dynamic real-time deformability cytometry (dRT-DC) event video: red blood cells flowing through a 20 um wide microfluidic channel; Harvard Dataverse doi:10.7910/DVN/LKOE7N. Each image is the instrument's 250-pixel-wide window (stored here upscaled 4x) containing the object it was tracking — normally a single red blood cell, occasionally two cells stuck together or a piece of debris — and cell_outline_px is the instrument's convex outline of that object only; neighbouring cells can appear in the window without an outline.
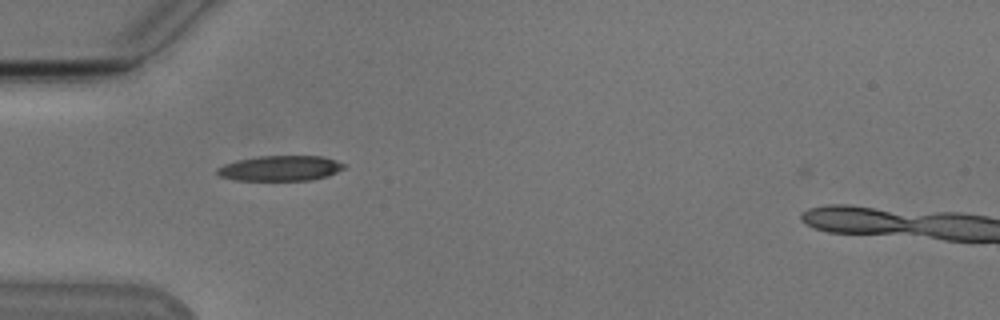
{"species": "Egyptian fruit bat (a non-hibernating species)", "species_latin": "Rousettus aegyptiacus", "temperature_condition": "cold", "stored_images_in_passage": 46, "segment_of_instrument_passage": [1, 2], "camera_frame_rate_fps": 3000, "um_per_image_px": 0.085, "animal": {"sex": "male"}, "frame": {"image": 1, "passage_image": 8, "time_ms": 2.333, "image_size_px": [1000, 320], "cell_outline_px": [[344, 168], [328, 176], [312, 180], [236, 180], [220, 176], [216, 172], [216, 168], [224, 164], [236, 160], [256, 156], [320, 156], [336, 160], [344, 164]], "centroid_in_image_um": [23.8, 14.3], "position_along_channel_um": 61.2, "area_um2": 18.67}}
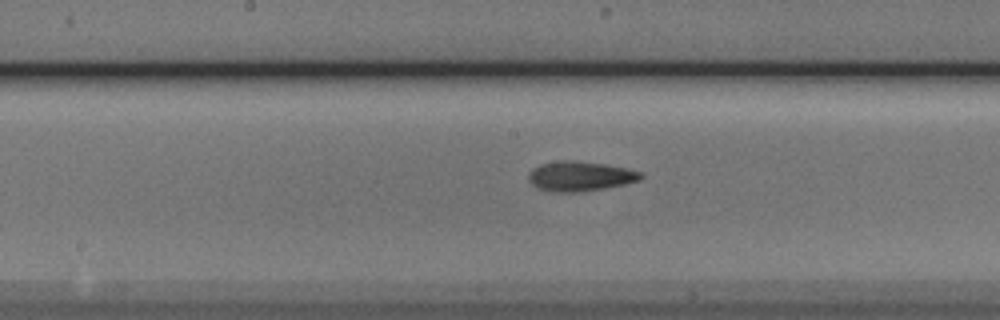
{"frame": {"image": 2, "passage_image": 19, "time_ms": 6.0, "image_size_px": [1000, 320], "cell_outline_px": [[644, 176], [640, 180], [624, 184], [604, 188], [580, 192], [548, 192], [536, 188], [528, 180], [528, 172], [532, 168], [540, 164], [564, 160], [572, 160], [604, 164], [624, 168], [640, 172]], "centroid_in_image_um": [49.24, 14.99], "position_along_channel_um": 199.0, "area_um2": 19.54}}
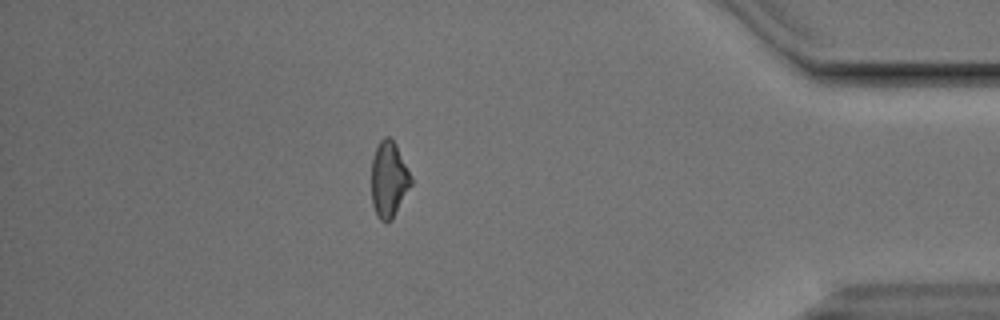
{"frame": {"image": 3, "passage_image": 38, "time_ms": 12.333, "image_size_px": [1000, 320], "cell_outline_px": [[412, 184], [392, 220], [380, 220], [376, 216], [372, 204], [372, 156], [380, 140], [384, 136], [388, 136], [396, 144], [412, 176]], "centroid_in_image_um": [33.06, 15.24], "position_along_channel_um": 402.1, "area_um2": 17.57}}